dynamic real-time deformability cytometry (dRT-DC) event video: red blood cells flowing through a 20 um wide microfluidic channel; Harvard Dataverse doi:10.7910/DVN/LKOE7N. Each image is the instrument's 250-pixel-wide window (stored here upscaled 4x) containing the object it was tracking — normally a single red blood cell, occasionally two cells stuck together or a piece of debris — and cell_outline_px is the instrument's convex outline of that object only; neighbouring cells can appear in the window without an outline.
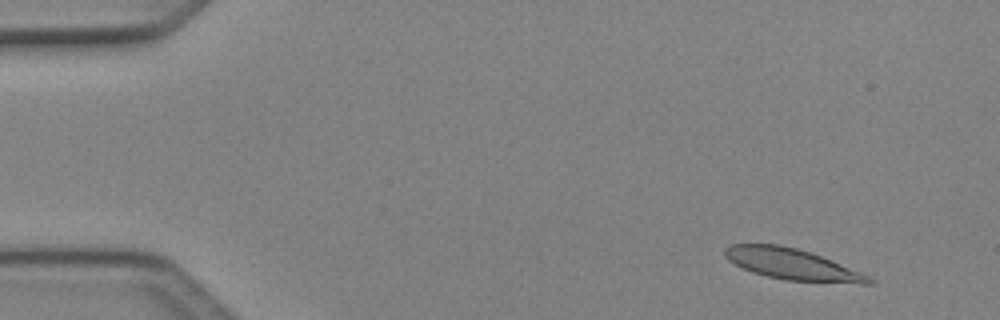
{"species": "Egyptian fruit bat (a non-hibernating species)", "species_latin": "Rousettus aegyptiacus", "temperature_condition": "cold", "stored_images_in_passage": 5, "camera_frame_rate_fps": 3000, "um_per_image_px": 0.085, "animal": {"sex": "female"}, "frame": {"image": 1, "passage_image": 2, "time_ms": 0.333, "image_size_px": [1000, 320], "cell_outline_px": [[876, 284], [860, 284], [784, 280], [752, 272], [728, 260], [724, 256], [724, 248], [732, 244], [780, 244], [796, 248], [832, 260], [860, 272], [876, 280]], "centroid_in_image_um": [67.36, 22.47], "position_along_channel_um": 17.6, "area_um2": 26.01}}
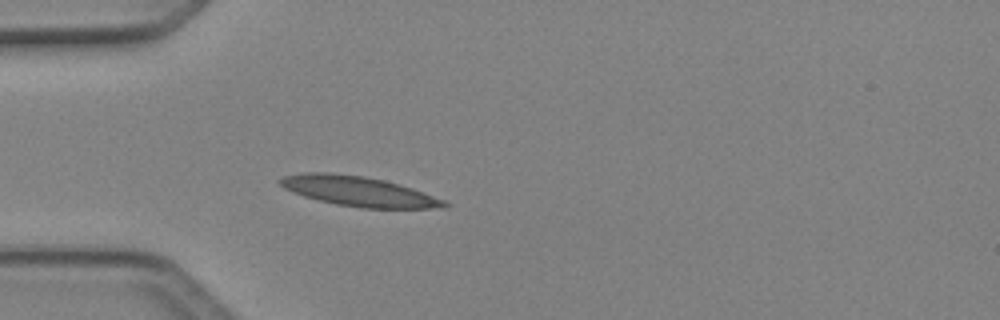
{"frame": {"image": 2, "passage_image": 5, "time_ms": 1.333, "image_size_px": [1000, 320], "cell_outline_px": [[452, 204], [448, 208], [360, 208], [336, 204], [304, 196], [292, 192], [284, 188], [276, 180], [284, 176], [304, 172], [328, 172], [364, 176], [384, 180], [400, 184], [412, 188], [444, 200]], "centroid_in_image_um": [30.49, 16.26], "position_along_channel_um": 54.5, "area_um2": 28.67}}